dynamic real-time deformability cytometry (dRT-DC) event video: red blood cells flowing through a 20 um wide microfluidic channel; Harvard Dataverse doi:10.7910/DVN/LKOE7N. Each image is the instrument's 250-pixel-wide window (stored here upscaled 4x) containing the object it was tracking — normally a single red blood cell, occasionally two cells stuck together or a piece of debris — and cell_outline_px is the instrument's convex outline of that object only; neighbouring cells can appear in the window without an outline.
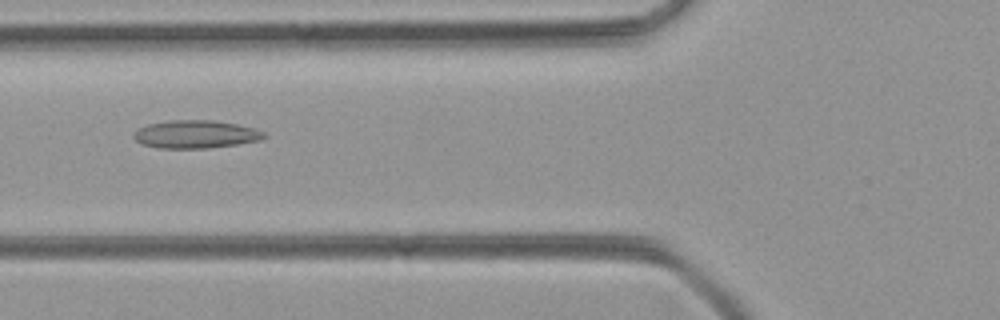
{"species": "common noctule bat (a hibernating species)", "species_latin": "Nyctalus noctula", "temperature_condition": "room temperature", "stored_images_in_passage": 46, "camera_frame_rate_fps": 3000, "um_per_image_px": 0.085, "animal": {"sex": "female", "body_mass_g": 21.9}, "frame": {"image": 1, "passage_image": 15, "time_ms": 4.667, "image_size_px": [1000, 320], "cell_outline_px": [[268, 136], [260, 140], [236, 144], [208, 148], [160, 148], [140, 144], [132, 136], [140, 128], [148, 124], [168, 120], [212, 120], [236, 124], [256, 128], [264, 132]], "centroid_in_image_um": [16.64, 11.41], "position_along_channel_um": 109.2, "area_um2": 21.21}}
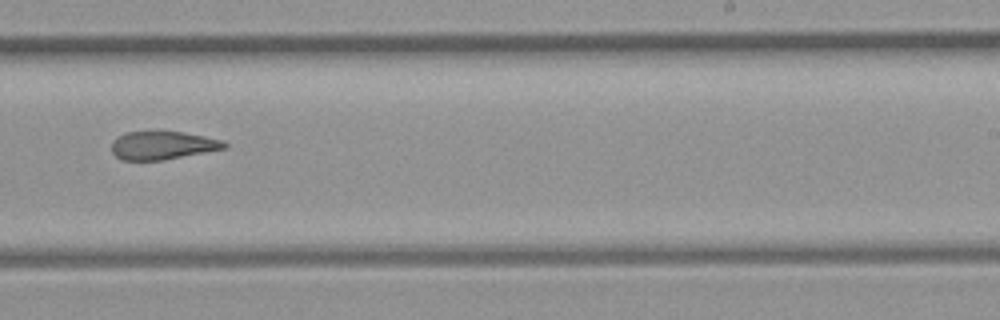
{"frame": {"image": 2, "passage_image": 27, "time_ms": 8.667, "image_size_px": [1000, 320], "cell_outline_px": [[228, 148], [160, 160], [120, 160], [112, 152], [112, 140], [128, 132], [180, 132], [204, 136], [224, 140], [228, 144]], "centroid_in_image_um": [13.84, 12.36], "position_along_channel_um": 275.2, "area_um2": 18.32}}
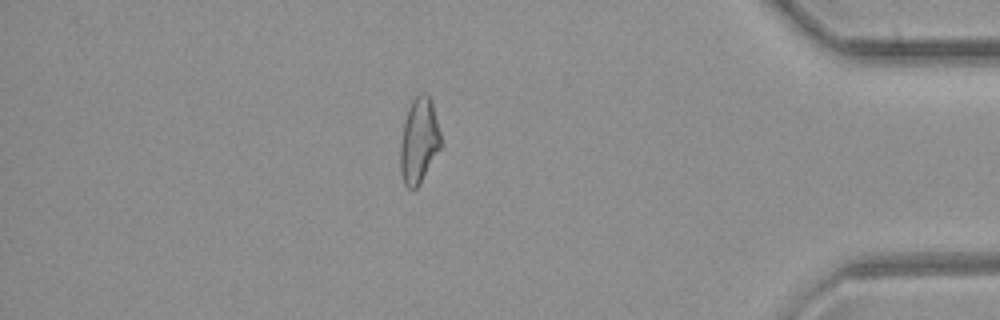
{"frame": {"image": 3, "passage_image": 39, "time_ms": 12.667, "image_size_px": [1000, 320], "cell_outline_px": [[440, 148], [420, 184], [412, 192], [404, 184], [400, 172], [400, 144], [404, 120], [408, 108], [412, 100], [420, 92], [424, 92], [432, 100], [440, 132]], "centroid_in_image_um": [35.59, 11.97], "position_along_channel_um": 399.6, "area_um2": 20.29}}